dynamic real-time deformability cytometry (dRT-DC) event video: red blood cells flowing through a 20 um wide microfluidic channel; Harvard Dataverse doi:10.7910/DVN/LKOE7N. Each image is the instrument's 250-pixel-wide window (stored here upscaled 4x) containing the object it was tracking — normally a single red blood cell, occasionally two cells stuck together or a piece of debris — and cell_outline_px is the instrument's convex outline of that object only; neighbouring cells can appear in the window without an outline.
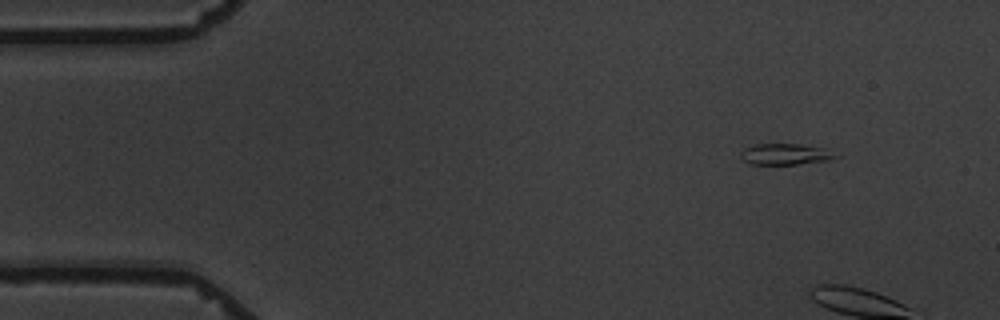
{"species": "common noctule bat (a hibernating species)", "species_latin": "Nyctalus noctula", "temperature_condition": "warm", "stored_images_in_passage": 5, "camera_frame_rate_fps": 3000, "um_per_image_px": 0.085, "animal": {"sex": "male", "body_mass_g": 19.5, "forearm_length_mm": 54.6}, "frame": {"image": 1, "passage_image": 1, "time_ms": 0.0, "image_size_px": [1000, 320], "cell_outline_px": [[840, 156], [832, 160], [796, 164], [748, 164], [740, 156], [740, 152], [744, 148], [756, 144], [800, 144], [828, 148]], "centroid_in_image_um": [66.81, 13.1], "position_along_channel_um": 18.2, "area_um2": 11.91}}
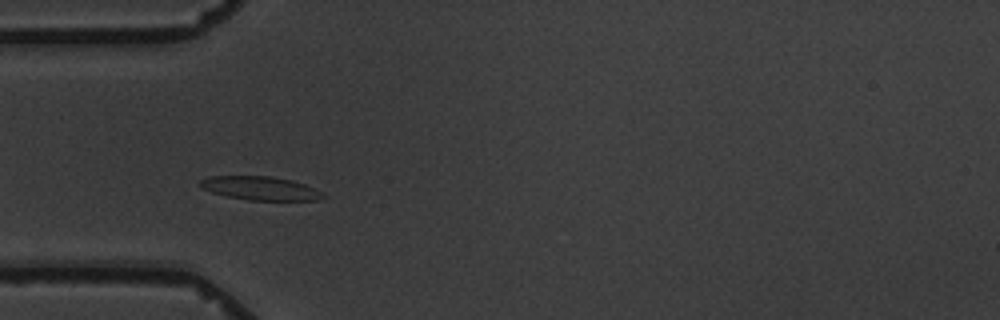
{"frame": {"image": 2, "passage_image": 5, "time_ms": 5.0, "image_size_px": [1000, 320], "cell_outline_px": [[328, 196], [316, 200], [248, 200], [224, 196], [200, 188], [200, 180], [208, 176], [268, 176], [292, 180], [304, 184]], "centroid_in_image_um": [22.07, 16.0], "position_along_channel_um": 62.9, "area_um2": 16.88}}